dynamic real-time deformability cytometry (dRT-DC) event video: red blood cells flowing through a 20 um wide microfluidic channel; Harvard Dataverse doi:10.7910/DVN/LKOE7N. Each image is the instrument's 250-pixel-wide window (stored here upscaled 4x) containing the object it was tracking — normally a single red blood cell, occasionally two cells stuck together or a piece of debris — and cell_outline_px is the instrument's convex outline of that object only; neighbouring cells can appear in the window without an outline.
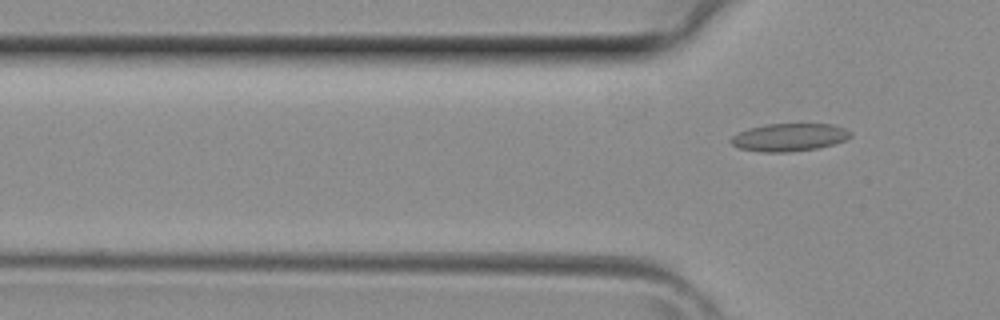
{"species": "common noctule bat (a hibernating species)", "species_latin": "Nyctalus noctula", "temperature_condition": "room temperature", "stored_images_in_passage": 4, "camera_frame_rate_fps": 3000, "um_per_image_px": 0.085, "animal": {"sex": "female", "body_mass_g": 29.2, "forearm_length_mm": 56.3}, "frame": {"image": 1, "passage_image": 4, "time_ms": 1.0, "image_size_px": [1000, 320], "cell_outline_px": [[852, 136], [844, 140], [832, 144], [816, 148], [788, 152], [760, 152], [740, 148], [732, 144], [728, 140], [732, 136], [748, 128], [768, 124], [832, 124], [844, 128], [852, 132]], "centroid_in_image_um": [67.07, 11.67], "position_along_channel_um": 58.7, "area_um2": 19.25}}